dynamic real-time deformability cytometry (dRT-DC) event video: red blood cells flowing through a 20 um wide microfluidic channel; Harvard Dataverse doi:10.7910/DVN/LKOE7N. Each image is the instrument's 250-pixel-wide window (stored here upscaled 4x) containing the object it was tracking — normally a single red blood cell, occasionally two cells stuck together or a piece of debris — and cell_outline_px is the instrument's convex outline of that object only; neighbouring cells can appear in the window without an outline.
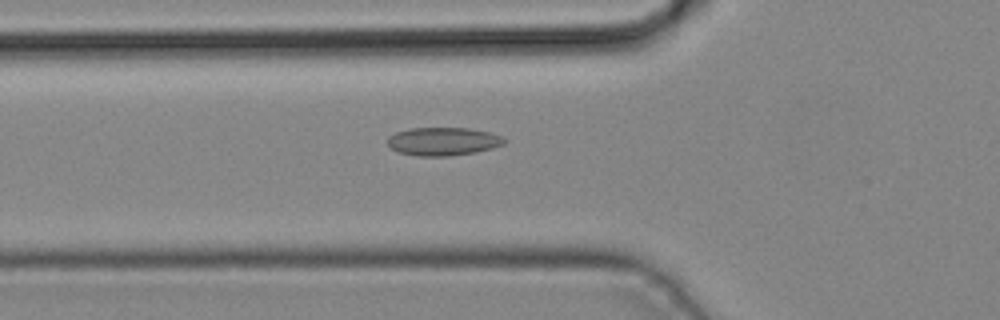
{"species": "common noctule bat (a hibernating species)", "species_latin": "Nyctalus noctula", "temperature_condition": "cold", "stored_images_in_passage": 38, "camera_frame_rate_fps": 3000, "um_per_image_px": 0.085, "animal": {"sex": "male", "body_mass_g": 19.2, "forearm_length_mm": 51.8}, "frame": {"image": 1, "passage_image": 10, "time_ms": 3.0, "image_size_px": [1000, 320], "cell_outline_px": [[508, 140], [504, 144], [492, 148], [476, 152], [448, 156], [416, 156], [400, 152], [392, 148], [388, 144], [388, 136], [396, 132], [412, 128], [468, 128], [488, 132], [500, 136]], "centroid_in_image_um": [37.67, 12.02], "position_along_channel_um": 88.1, "area_um2": 19.07}}
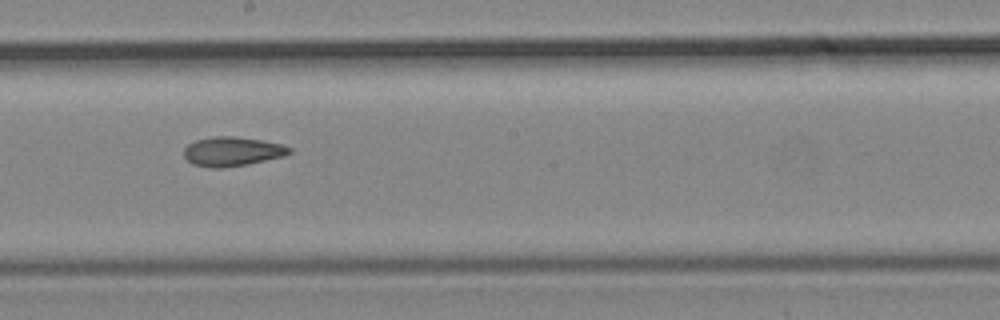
{"frame": {"image": 2, "passage_image": 19, "time_ms": 6.0, "image_size_px": [1000, 320], "cell_outline_px": [[292, 152], [284, 156], [248, 164], [220, 168], [212, 168], [192, 164], [184, 156], [184, 148], [188, 144], [196, 140], [216, 136], [236, 136], [260, 140], [280, 144], [292, 148]], "centroid_in_image_um": [19.73, 12.88], "position_along_channel_um": 228.5, "area_um2": 17.92}}
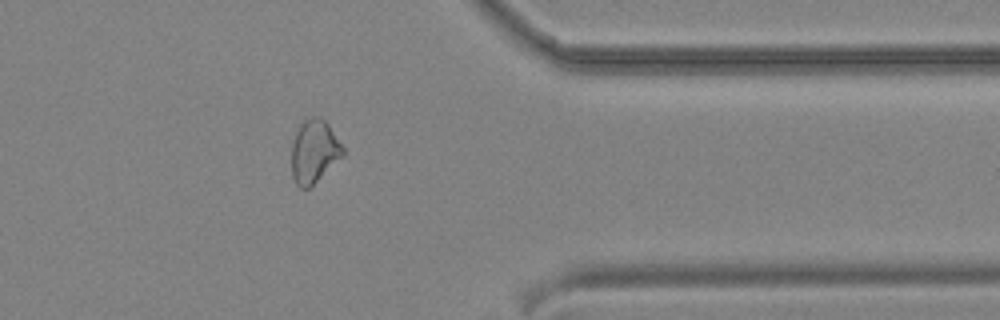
{"frame": {"image": 3, "passage_image": 30, "time_ms": 9.667, "image_size_px": [1000, 320], "cell_outline_px": [[344, 156], [308, 188], [300, 188], [296, 184], [292, 176], [292, 144], [296, 132], [300, 124], [304, 120], [312, 116], [320, 116], [328, 124], [344, 148]], "centroid_in_image_um": [26.7, 12.86], "position_along_channel_um": 384.7, "area_um2": 18.79}}